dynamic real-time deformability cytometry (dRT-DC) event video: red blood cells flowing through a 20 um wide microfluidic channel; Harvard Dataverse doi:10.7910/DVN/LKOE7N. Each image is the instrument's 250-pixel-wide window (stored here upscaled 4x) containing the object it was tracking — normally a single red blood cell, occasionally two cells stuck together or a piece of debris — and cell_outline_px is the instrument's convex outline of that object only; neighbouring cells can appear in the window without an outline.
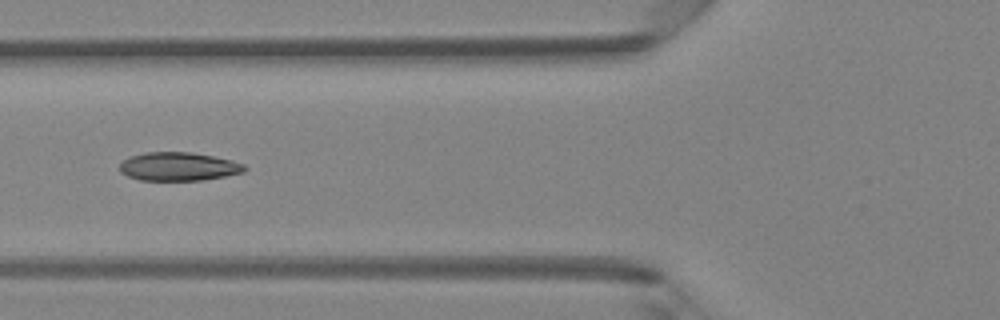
{"species": "Egyptian fruit bat (a non-hibernating species)", "species_latin": "Rousettus aegyptiacus", "temperature_condition": "room temperature", "stored_images_in_passage": 23, "camera_frame_rate_fps": 3000, "um_per_image_px": 0.085, "animal": {"sex": "female"}, "frame": {"image": 1, "passage_image": 7, "time_ms": 2.0, "image_size_px": [1000, 320], "cell_outline_px": [[248, 168], [244, 172], [204, 180], [140, 180], [128, 176], [120, 172], [120, 164], [128, 156], [144, 152], [192, 152], [232, 160], [244, 164]], "centroid_in_image_um": [15.17, 14.15], "position_along_channel_um": 110.6, "area_um2": 20.81}}
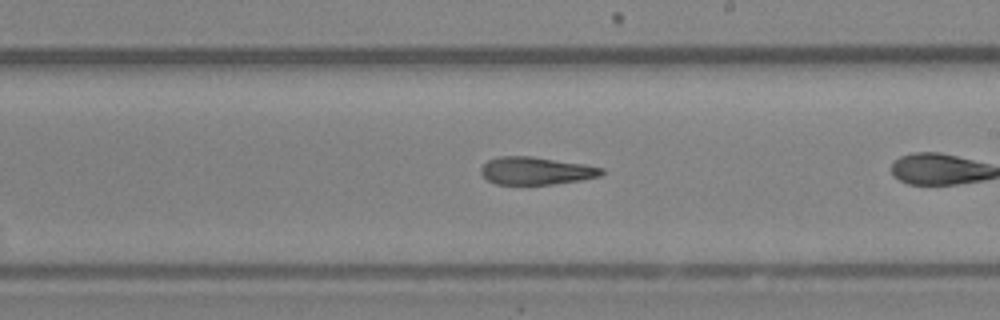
{"frame": {"image": 2, "passage_image": 14, "time_ms": 4.333, "image_size_px": [1000, 320], "cell_outline_px": [[604, 172], [600, 176], [580, 180], [552, 184], [496, 184], [488, 180], [480, 172], [480, 168], [488, 160], [500, 156], [532, 156], [584, 164], [604, 168]], "centroid_in_image_um": [45.56, 14.51], "position_along_channel_um": 243.4, "area_um2": 19.36}}